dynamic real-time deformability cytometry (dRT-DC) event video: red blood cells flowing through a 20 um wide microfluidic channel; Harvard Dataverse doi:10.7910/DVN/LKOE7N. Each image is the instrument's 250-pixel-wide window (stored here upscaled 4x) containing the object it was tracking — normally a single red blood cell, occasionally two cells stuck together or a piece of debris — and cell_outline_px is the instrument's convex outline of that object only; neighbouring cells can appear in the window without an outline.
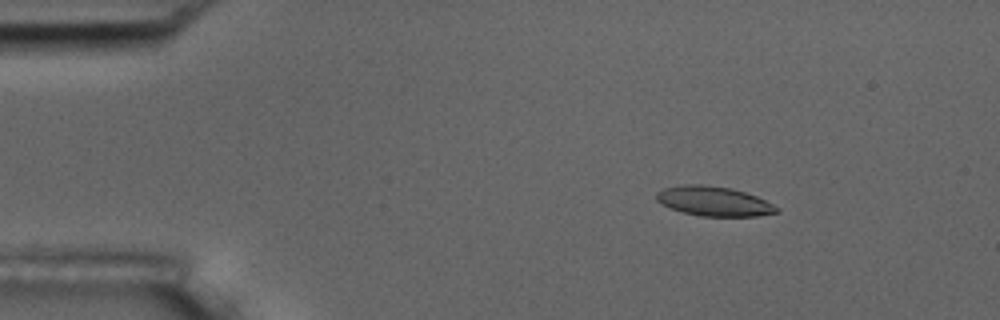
{"species": "common noctule bat (a hibernating species)", "species_latin": "Nyctalus noctula", "temperature_condition": "room temperature", "stored_images_in_passage": 9, "camera_frame_rate_fps": 3000, "um_per_image_px": 0.085, "animal": {"sex": "male", "body_mass_g": 17.5, "forearm_length_mm": 52.3}, "frame": {"image": 1, "passage_image": 2, "time_ms": 2.0, "image_size_px": [1000, 320], "cell_outline_px": [[780, 212], [756, 216], [700, 216], [684, 212], [660, 204], [656, 200], [656, 192], [664, 188], [684, 184], [700, 184], [728, 188], [744, 192], [756, 196], [780, 208]], "centroid_in_image_um": [60.66, 17.11], "position_along_channel_um": 24.3, "area_um2": 20.58}}
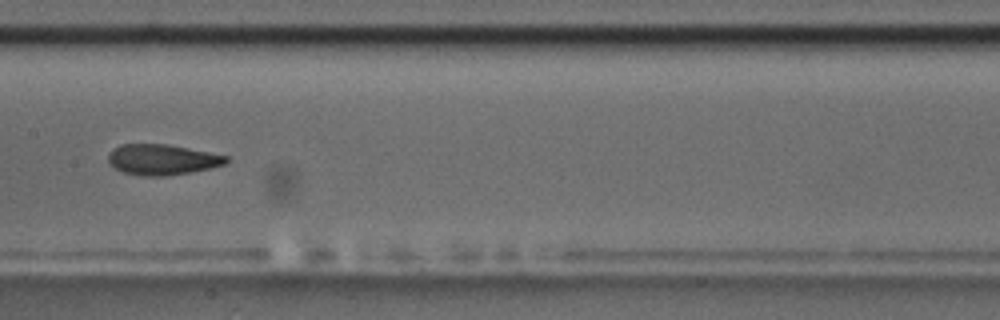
{"frame": {"image": 2, "passage_image": 8, "time_ms": 8.667, "image_size_px": [1000, 320], "cell_outline_px": [[228, 160], [224, 164], [208, 168], [188, 172], [164, 176], [140, 176], [124, 172], [108, 164], [108, 152], [112, 148], [120, 144], [168, 144], [228, 156]], "centroid_in_image_um": [13.71, 13.55], "position_along_channel_um": 193.7, "area_um2": 20.92}}
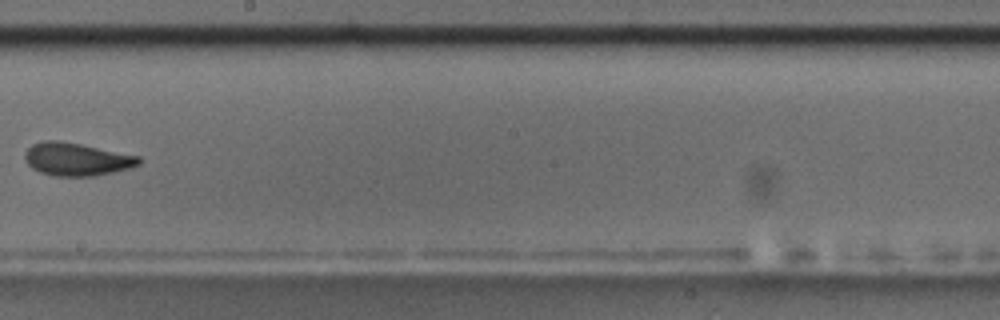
{"frame": {"image": 3, "passage_image": 9, "time_ms": 10.0, "image_size_px": [1000, 320], "cell_outline_px": [[140, 164], [132, 168], [92, 176], [56, 176], [40, 172], [32, 168], [24, 160], [24, 152], [32, 144], [44, 140], [56, 140], [80, 144], [140, 156]], "centroid_in_image_um": [6.5, 13.53], "position_along_channel_um": 241.7, "area_um2": 21.85}}